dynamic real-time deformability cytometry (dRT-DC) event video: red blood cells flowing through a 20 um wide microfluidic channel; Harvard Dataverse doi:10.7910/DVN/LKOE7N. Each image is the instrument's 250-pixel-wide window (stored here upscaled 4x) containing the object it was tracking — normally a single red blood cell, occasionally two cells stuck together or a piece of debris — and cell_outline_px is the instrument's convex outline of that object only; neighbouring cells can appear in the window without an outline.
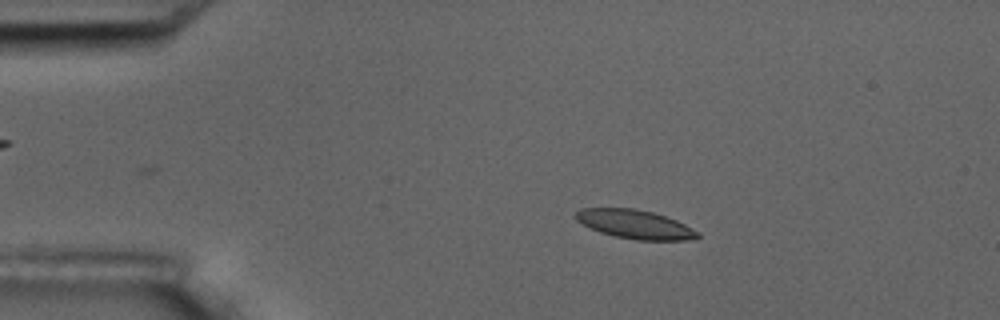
{"species": "common noctule bat (a hibernating species)", "species_latin": "Nyctalus noctula", "temperature_condition": "room temperature", "stored_images_in_passage": 4, "camera_frame_rate_fps": 3000, "um_per_image_px": 0.085, "animal": {"sex": "male", "body_mass_g": 17.5, "forearm_length_mm": 52.3}, "frame": {"image": 1, "passage_image": 3, "time_ms": 2.0, "image_size_px": [1000, 320], "cell_outline_px": [[700, 236], [688, 240], [636, 240], [616, 236], [600, 232], [576, 220], [572, 216], [580, 208], [636, 208], [652, 212], [676, 220], [700, 232]], "centroid_in_image_um": [53.97, 19.06], "position_along_channel_um": 31.0, "area_um2": 20.4}}